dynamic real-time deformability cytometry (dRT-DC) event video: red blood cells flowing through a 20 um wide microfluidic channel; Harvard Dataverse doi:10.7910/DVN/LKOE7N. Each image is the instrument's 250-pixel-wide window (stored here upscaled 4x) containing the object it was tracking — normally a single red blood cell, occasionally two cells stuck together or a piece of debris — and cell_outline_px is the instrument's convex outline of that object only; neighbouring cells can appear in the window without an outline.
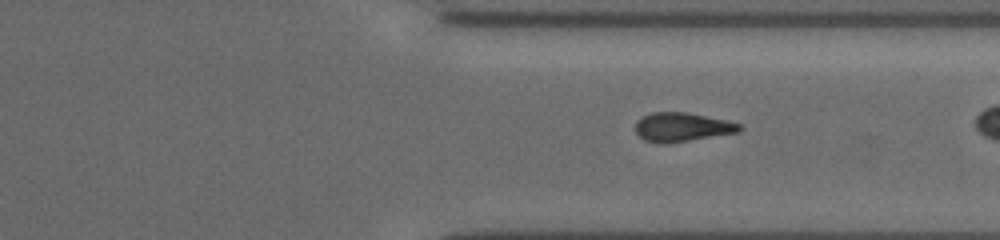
{"species": "common noctule bat (a hibernating species)", "species_latin": "Nyctalus noctula", "temperature_condition": "cold", "stored_images_in_passage": 30, "camera_frame_rate_fps": 3000, "um_per_image_px": 0.085, "animal": {"sex": "female", "body_mass_g": 19.5, "forearm_length_mm": 54.1}, "frame": {"image": 1, "passage_image": 26, "time_ms": 8.333, "image_size_px": [1000, 240], "cell_outline_px": [[744, 128], [740, 132], [688, 140], [644, 140], [636, 132], [636, 120], [652, 112], [684, 112], [728, 120], [740, 124]], "centroid_in_image_um": [58.05, 10.75], "position_along_channel_um": 353.4, "area_um2": 16.82}, "authors_computed_cell_mechanics": {"area_um2": 17.8891, "velocity_mm_per_s": 3.8812, "shape_relaxation_time_tau1_ms": 3.2468, "shape_relaxation_time_tau2_ms": 8.1778, "deformation_change_tau1": 0.1016, "deformation_change_tau2": 0.1863}}